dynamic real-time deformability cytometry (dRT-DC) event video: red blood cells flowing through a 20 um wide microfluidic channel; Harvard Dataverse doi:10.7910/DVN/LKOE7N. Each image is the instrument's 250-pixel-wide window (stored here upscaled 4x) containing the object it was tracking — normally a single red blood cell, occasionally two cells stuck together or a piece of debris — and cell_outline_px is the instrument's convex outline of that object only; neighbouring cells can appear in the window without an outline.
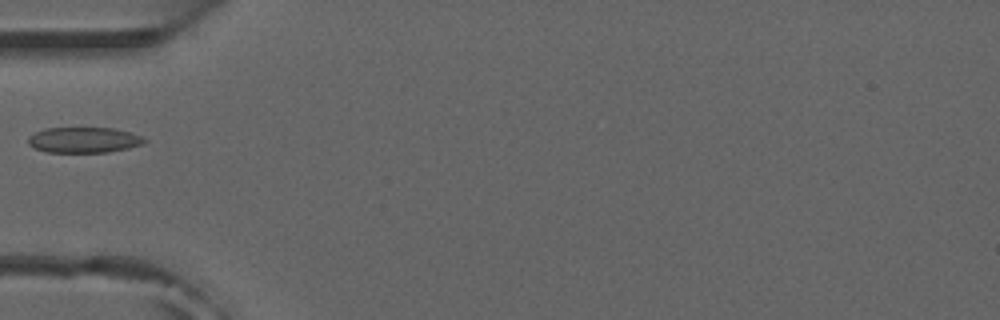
{"species": "common noctule bat (a hibernating species)", "species_latin": "Nyctalus noctula", "temperature_condition": "room temperature", "stored_images_in_passage": 34, "camera_frame_rate_fps": 3000, "um_per_image_px": 0.085, "animal": {"sex": "male", "forearm_length_mm": 52.5}, "frame": {"image": 1, "passage_image": 1, "time_ms": 0.0, "image_size_px": [1000, 320], "cell_outline_px": [[148, 140], [140, 144], [128, 148], [108, 152], [48, 152], [36, 148], [28, 144], [28, 136], [44, 128], [112, 128], [128, 132], [140, 136]], "centroid_in_image_um": [7.09, 11.89], "position_along_channel_um": 77.9, "area_um2": 17.11}}